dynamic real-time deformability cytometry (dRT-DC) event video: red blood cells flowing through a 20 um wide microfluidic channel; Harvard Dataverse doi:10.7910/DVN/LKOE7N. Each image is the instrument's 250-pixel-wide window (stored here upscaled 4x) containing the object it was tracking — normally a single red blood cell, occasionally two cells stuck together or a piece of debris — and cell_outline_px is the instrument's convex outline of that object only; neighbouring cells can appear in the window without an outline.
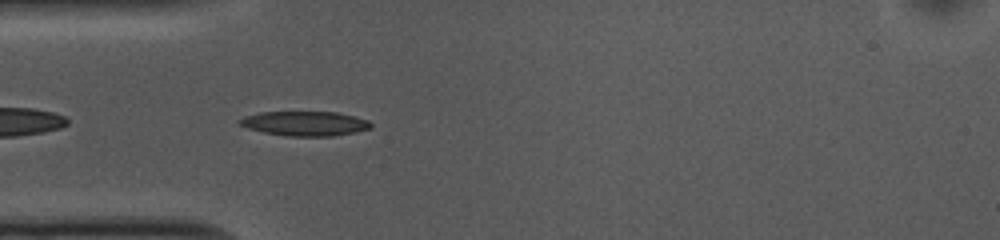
{"species": "common noctule bat (a hibernating species)", "species_latin": "Nyctalus noctula", "temperature_condition": "cold", "stored_images_in_passage": 41, "camera_frame_rate_fps": 3000, "um_per_image_px": 0.085, "animal": {"sex": "female", "body_mass_g": 10.0, "forearm_length_mm": 53.1}, "frame": {"image": 1, "passage_image": 3, "time_ms": 0.667, "image_size_px": [1000, 240], "cell_outline_px": [[372, 128], [356, 132], [332, 136], [288, 136], [264, 132], [248, 128], [240, 124], [236, 120], [244, 116], [260, 112], [336, 112], [356, 116], [368, 120], [372, 124]], "centroid_in_image_um": [25.94, 10.49], "position_along_channel_um": 59.1, "area_um2": 18.84}}
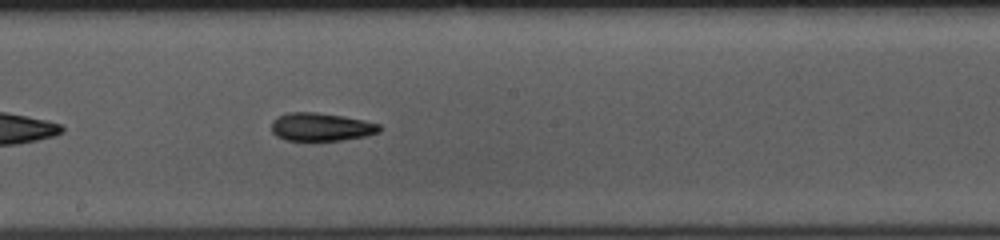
{"frame": {"image": 2, "passage_image": 16, "time_ms": 5.0, "image_size_px": [1000, 240], "cell_outline_px": [[384, 128], [380, 132], [364, 136], [340, 140], [288, 140], [276, 136], [272, 132], [272, 120], [276, 116], [288, 112], [316, 112], [344, 116], [364, 120], [380, 124]], "centroid_in_image_um": [27.3, 10.77], "position_along_channel_um": 220.9, "area_um2": 17.8}}
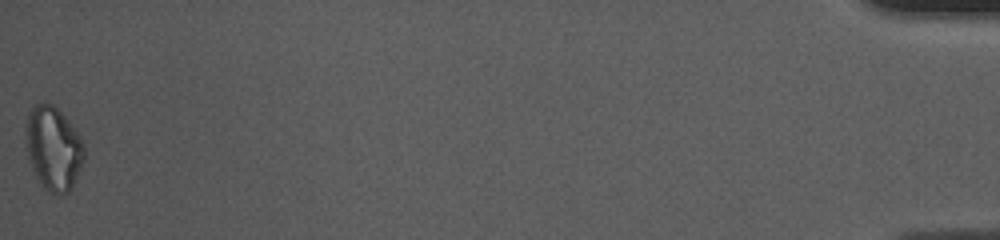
{"frame": {"image": 3, "passage_image": 41, "time_ms": 13.333, "image_size_px": [1000, 240], "cell_outline_px": [[84, 160], [72, 188], [64, 196], [48, 192], [44, 188], [32, 168], [28, 156], [24, 140], [24, 128], [28, 112], [32, 104], [44, 100], [52, 104], [64, 116], [80, 136], [84, 144]], "centroid_in_image_um": [4.5, 12.57], "position_along_channel_um": 430.7, "area_um2": 29.02}, "authors_computed_cell_mechanics": {"area_um2": 18.3804, "velocity_mm_per_s": 3.7484, "shape_relaxation_time_tau1_ms": 5.1835, "shape_relaxation_time_tau2_ms": 8.7389, "deformation_change_tau1": 0.1509, "deformation_change_tau2": 0.1955}}